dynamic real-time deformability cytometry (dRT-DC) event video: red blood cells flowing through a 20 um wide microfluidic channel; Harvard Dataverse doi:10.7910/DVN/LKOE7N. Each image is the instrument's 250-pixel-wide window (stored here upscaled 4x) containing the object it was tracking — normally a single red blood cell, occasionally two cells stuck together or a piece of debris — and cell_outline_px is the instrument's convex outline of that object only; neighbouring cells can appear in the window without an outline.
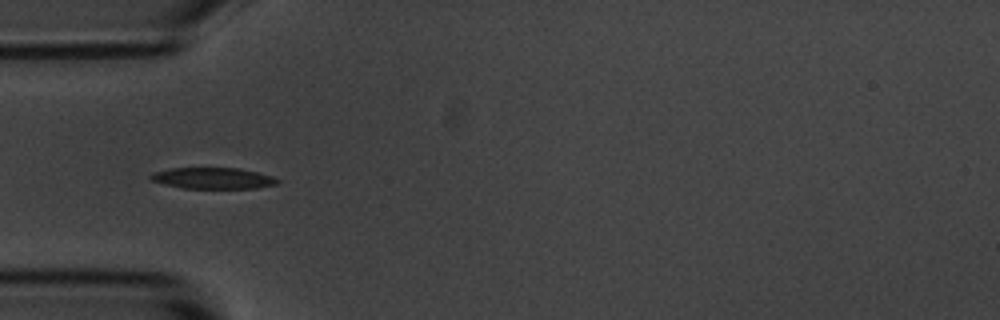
{"species": "common noctule bat (a hibernating species)", "species_latin": "Nyctalus noctula", "temperature_condition": "room temperature", "stored_images_in_passage": 6, "camera_frame_rate_fps": 3000, "um_per_image_px": 0.085, "animal": {"sex": "male", "body_mass_g": 20.1, "forearm_length_mm": 53.5}, "frame": {"image": 1, "passage_image": 4, "time_ms": 4.333, "image_size_px": [1000, 320], "cell_outline_px": [[280, 180], [276, 184], [256, 188], [184, 188], [164, 184], [152, 180], [148, 176], [156, 172], [172, 168], [240, 168], [272, 176]], "centroid_in_image_um": [18.12, 15.15], "position_along_channel_um": 66.9, "area_um2": 15.43}}
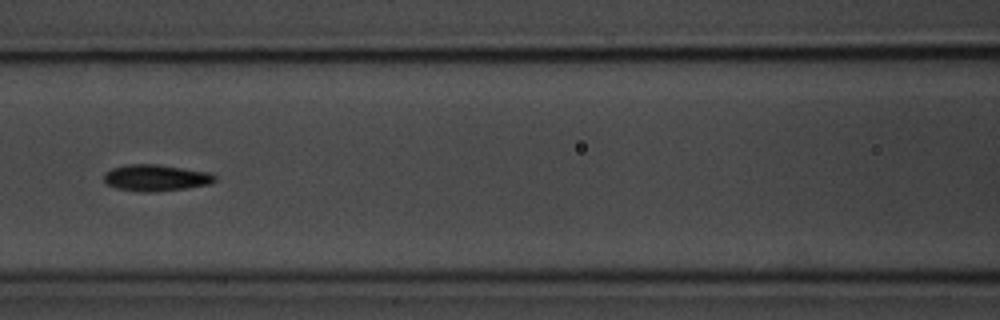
{"frame": {"image": 2, "passage_image": 6, "time_ms": 6.667, "image_size_px": [1000, 320], "cell_outline_px": [[216, 180], [208, 184], [184, 188], [152, 192], [140, 192], [116, 188], [108, 184], [104, 180], [104, 172], [112, 168], [128, 164], [156, 164], [212, 172], [216, 176]], "centroid_in_image_um": [13.24, 15.1], "position_along_channel_um": 153.4, "area_um2": 17.11}}